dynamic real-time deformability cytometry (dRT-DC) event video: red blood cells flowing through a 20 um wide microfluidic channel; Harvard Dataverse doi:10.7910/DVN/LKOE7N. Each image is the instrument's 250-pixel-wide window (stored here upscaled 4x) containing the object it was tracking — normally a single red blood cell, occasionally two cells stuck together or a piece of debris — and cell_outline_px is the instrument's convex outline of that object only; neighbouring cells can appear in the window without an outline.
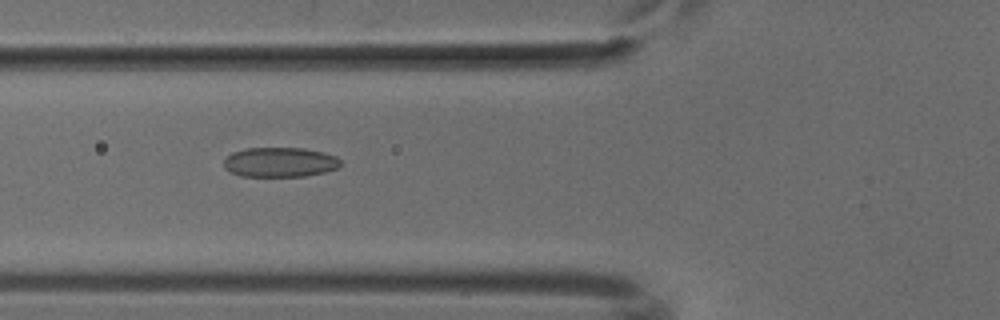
{"species": "common noctule bat (a hibernating species)", "species_latin": "Nyctalus noctula", "temperature_condition": "cold", "stored_images_in_passage": 51, "camera_frame_rate_fps": 3000, "um_per_image_px": 0.085, "animal": {"sex": "male", "body_mass_g": 18.8}, "frame": {"image": 1, "passage_image": 19, "time_ms": 6.0, "image_size_px": [1000, 320], "cell_outline_px": [[340, 164], [336, 168], [324, 172], [304, 176], [240, 176], [224, 168], [224, 160], [232, 152], [248, 148], [304, 148], [324, 152], [336, 156], [340, 160]], "centroid_in_image_um": [23.79, 13.78], "position_along_channel_um": 102.0, "area_um2": 20.11}}
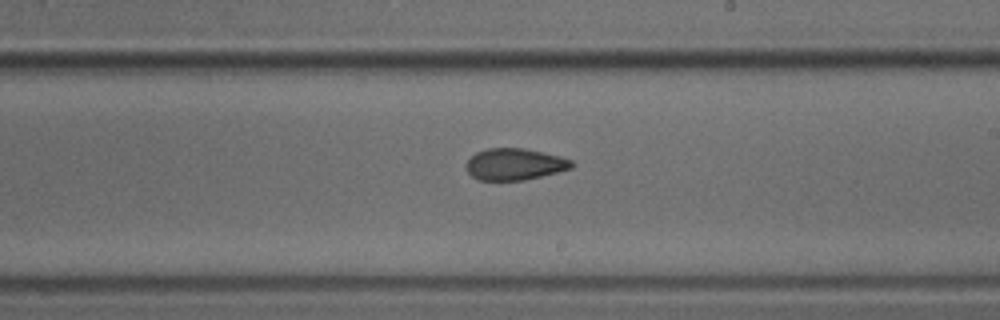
{"frame": {"image": 2, "passage_image": 30, "time_ms": 9.667, "image_size_px": [1000, 320], "cell_outline_px": [[576, 164], [572, 168], [524, 180], [480, 180], [472, 176], [468, 172], [464, 164], [476, 152], [488, 148], [524, 148], [560, 156], [572, 160]], "centroid_in_image_um": [43.74, 13.95], "position_along_channel_um": 245.3, "area_um2": 19.42}}
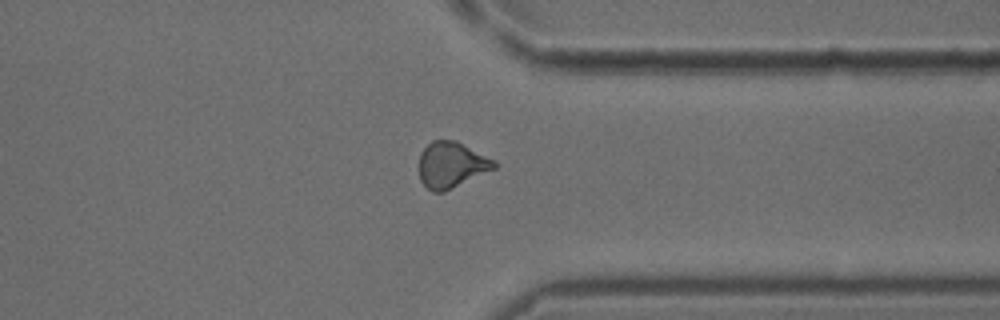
{"frame": {"image": 3, "passage_image": 40, "time_ms": 13.0, "image_size_px": [1000, 320], "cell_outline_px": [[496, 168], [444, 192], [432, 192], [420, 180], [420, 152], [432, 140], [456, 140], [496, 160]], "centroid_in_image_um": [38.38, 14.0], "position_along_channel_um": 373.0, "area_um2": 20.11}}